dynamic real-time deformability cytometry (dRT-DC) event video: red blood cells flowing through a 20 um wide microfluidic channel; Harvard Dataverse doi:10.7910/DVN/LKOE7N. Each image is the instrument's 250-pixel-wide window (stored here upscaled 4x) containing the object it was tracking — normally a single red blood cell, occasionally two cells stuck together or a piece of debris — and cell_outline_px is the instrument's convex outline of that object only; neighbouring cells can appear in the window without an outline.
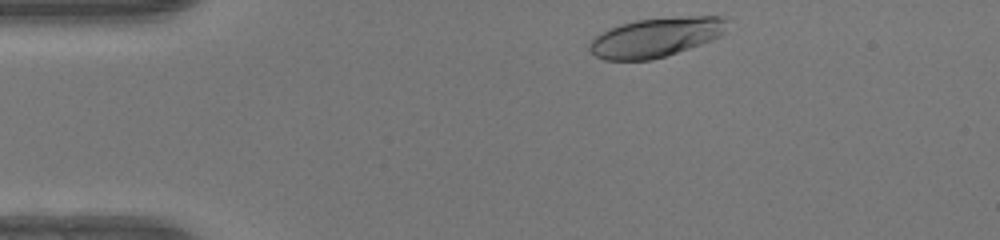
{"species": "human", "species_latin": "Homo sapiens", "temperature_condition": "warm", "stored_images_in_passage": 34, "camera_frame_rate_fps": 3000, "um_per_image_px": 0.085, "donor": {"sex": "female"}, "frame": {"image": 1, "passage_image": 2, "time_ms": 0.333, "image_size_px": [1000, 240], "cell_outline_px": [[724, 32], [720, 36], [712, 40], [652, 60], [604, 60], [596, 56], [588, 48], [588, 44], [596, 36], [620, 24], [636, 20], [688, 16], [720, 16], [724, 20]], "centroid_in_image_um": [55.71, 3.18], "position_along_channel_um": 29.3, "area_um2": 30.98}}
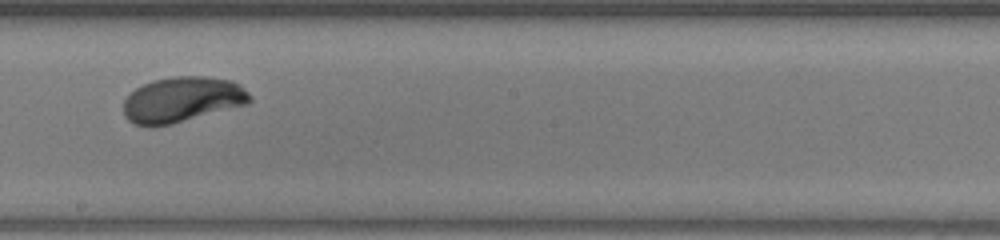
{"frame": {"image": 2, "passage_image": 21, "time_ms": 6.667, "image_size_px": [1000, 240], "cell_outline_px": [[252, 100], [248, 104], [172, 124], [136, 124], [128, 120], [124, 116], [124, 100], [136, 88], [152, 80], [176, 76], [204, 76], [232, 80], [240, 84], [252, 96]], "centroid_in_image_um": [15.54, 8.44], "position_along_channel_um": 232.7, "area_um2": 33.18}}
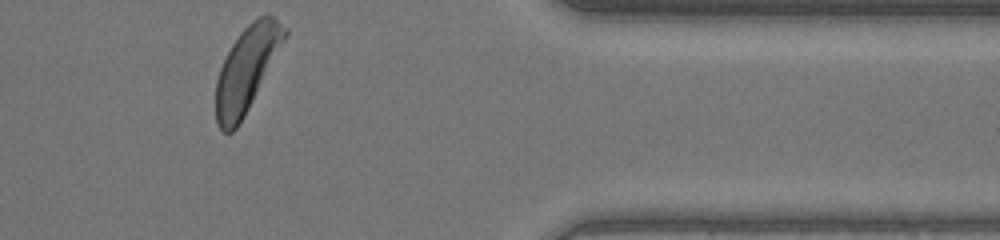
{"frame": {"image": 3, "passage_image": 34, "time_ms": 11.0, "image_size_px": [1000, 240], "cell_outline_px": [[288, 32], [244, 116], [236, 128], [232, 132], [224, 132], [216, 124], [216, 80], [220, 68], [232, 44], [240, 32], [252, 20], [264, 12], [268, 12], [288, 28]], "centroid_in_image_um": [20.96, 5.83], "position_along_channel_um": 390.4, "area_um2": 33.29}, "authors_computed_cell_mechanics": {"area_um2": 32.9171, "velocity_mm_per_s": 4.1858, "shape_relaxation_time_tau1_ms": 2.5001, "shape_relaxation_time_tau2_ms": null, "deformation_change_tau1": 0.1675, "deformation_change_tau2": null}}